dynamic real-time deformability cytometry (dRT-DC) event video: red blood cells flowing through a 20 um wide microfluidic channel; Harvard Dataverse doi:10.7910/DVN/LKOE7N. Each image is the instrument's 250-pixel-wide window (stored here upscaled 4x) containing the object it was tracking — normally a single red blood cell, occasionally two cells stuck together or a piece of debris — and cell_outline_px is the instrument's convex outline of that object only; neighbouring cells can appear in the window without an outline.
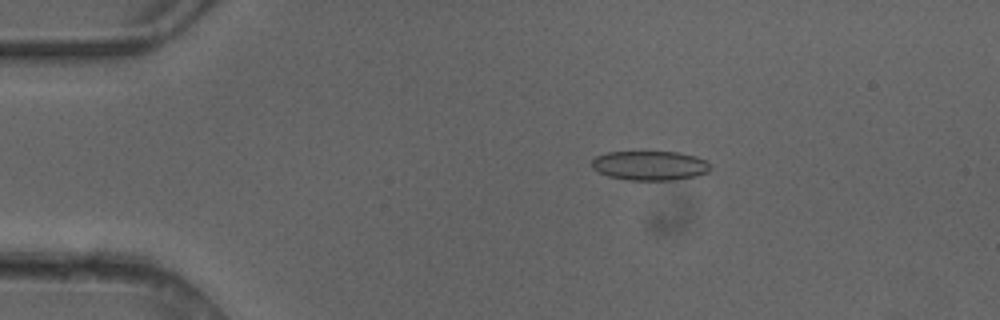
{"species": "common noctule bat (a hibernating species)", "species_latin": "Nyctalus noctula", "temperature_condition": "cold", "stored_images_in_passage": 4, "camera_frame_rate_fps": 3000, "um_per_image_px": 0.085, "animal": {"sex": "female"}, "frame": {"image": 1, "passage_image": 3, "time_ms": 0.667, "image_size_px": [1000, 320], "cell_outline_px": [[708, 172], [696, 176], [672, 180], [628, 180], [608, 176], [592, 168], [592, 160], [596, 156], [608, 152], [676, 152], [696, 156], [708, 160]], "centroid_in_image_um": [55.24, 14.07], "position_along_channel_um": 29.8, "area_um2": 20.23}}